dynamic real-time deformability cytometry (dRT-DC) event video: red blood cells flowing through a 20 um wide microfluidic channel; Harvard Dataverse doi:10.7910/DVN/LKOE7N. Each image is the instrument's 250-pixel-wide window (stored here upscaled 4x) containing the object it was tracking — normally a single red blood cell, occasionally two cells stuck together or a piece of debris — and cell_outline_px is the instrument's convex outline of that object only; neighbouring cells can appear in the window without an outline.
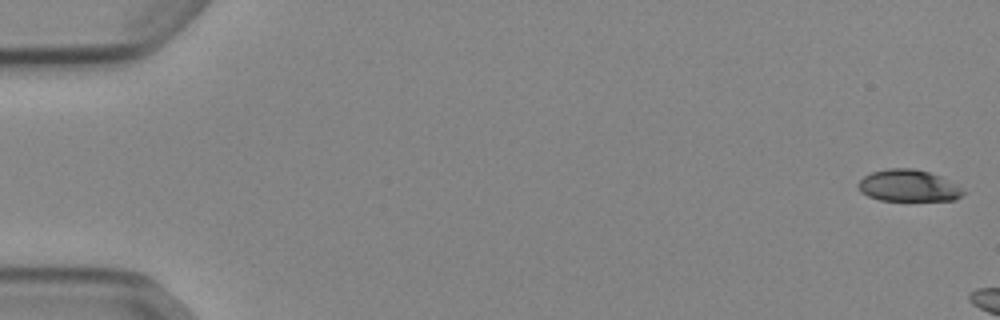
{"species": "Egyptian fruit bat (a non-hibernating species)", "species_latin": "Rousettus aegyptiacus", "temperature_condition": "cold", "stored_images_in_passage": 6, "camera_frame_rate_fps": 3000, "um_per_image_px": 0.085, "animal": {"sex": "female"}, "frame": {"image": 1, "passage_image": 1, "time_ms": 0.0, "image_size_px": [1000, 320], "cell_outline_px": [[964, 192], [956, 200], [880, 200], [868, 196], [860, 192], [856, 184], [864, 176], [872, 172], [888, 168], [912, 168], [928, 172], [940, 176], [960, 188]], "centroid_in_image_um": [77.14, 15.78], "position_along_channel_um": 7.9, "area_um2": 19.19}}